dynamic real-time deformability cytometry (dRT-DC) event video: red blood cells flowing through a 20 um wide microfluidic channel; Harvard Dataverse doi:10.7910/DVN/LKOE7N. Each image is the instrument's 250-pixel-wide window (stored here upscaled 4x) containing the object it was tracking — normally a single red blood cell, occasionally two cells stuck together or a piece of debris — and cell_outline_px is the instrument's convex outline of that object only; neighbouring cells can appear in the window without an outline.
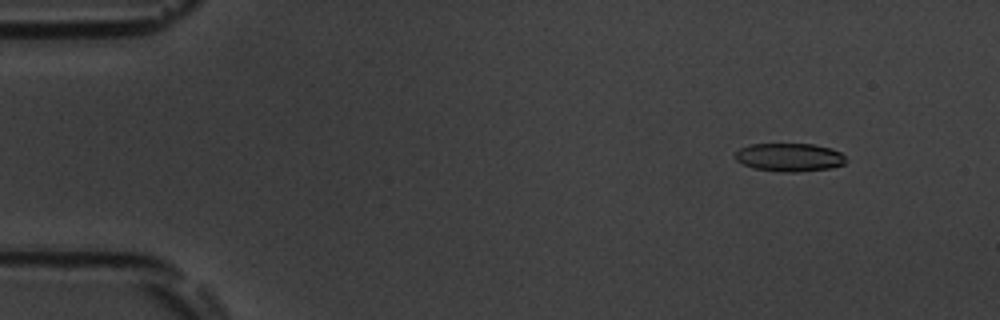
{"species": "common noctule bat (a hibernating species)", "species_latin": "Nyctalus noctula", "temperature_condition": "room temperature", "stored_images_in_passage": 54, "camera_frame_rate_fps": 3000, "um_per_image_px": 0.085, "animal": {"sex": "male", "body_mass_g": 19.5, "forearm_length_mm": 54.6}, "frame": {"image": 1, "passage_image": 6, "time_ms": 1.667, "image_size_px": [1000, 320], "cell_outline_px": [[844, 164], [832, 168], [796, 172], [780, 172], [752, 168], [736, 160], [736, 152], [740, 148], [748, 144], [812, 144], [832, 148], [840, 152], [844, 156]], "centroid_in_image_um": [67.09, 13.37], "position_along_channel_um": 17.9, "area_um2": 18.26}}
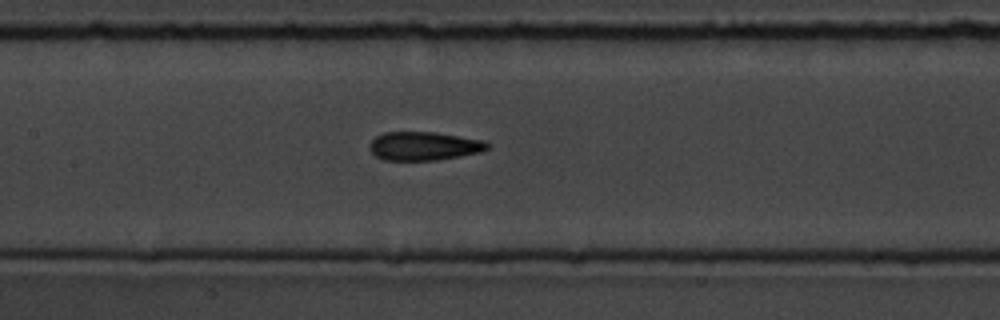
{"frame": {"image": 2, "passage_image": 26, "time_ms": 8.333, "image_size_px": [1000, 320], "cell_outline_px": [[488, 148], [480, 152], [460, 156], [436, 160], [384, 160], [376, 156], [368, 148], [368, 144], [376, 136], [384, 132], [436, 132], [484, 140], [488, 144]], "centroid_in_image_um": [36.01, 12.41], "position_along_channel_um": 171.4, "area_um2": 19.65}}
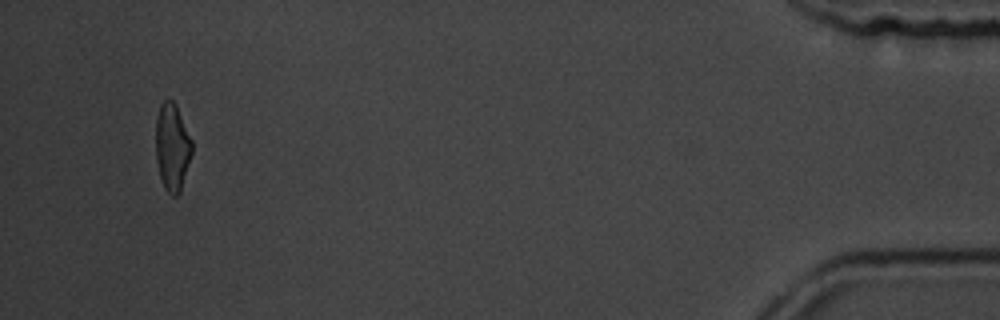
{"frame": {"image": 3, "passage_image": 52, "time_ms": 17.0, "image_size_px": [1000, 320], "cell_outline_px": [[192, 152], [180, 192], [176, 196], [172, 196], [164, 188], [160, 176], [156, 160], [156, 116], [160, 104], [164, 100], [172, 100], [176, 104], [192, 140]], "centroid_in_image_um": [14.63, 12.49], "position_along_channel_um": 420.6, "area_um2": 18.44}, "authors_computed_cell_mechanics": {"area_um2": 19.3919, "velocity_mm_per_s": 3.7815, "shape_relaxation_time_tau1_ms": 8.4027, "shape_relaxation_time_tau2_ms": 2.3141, "deformation_change_tau1": 0.1938, "deformation_change_tau2": 0.0806}}